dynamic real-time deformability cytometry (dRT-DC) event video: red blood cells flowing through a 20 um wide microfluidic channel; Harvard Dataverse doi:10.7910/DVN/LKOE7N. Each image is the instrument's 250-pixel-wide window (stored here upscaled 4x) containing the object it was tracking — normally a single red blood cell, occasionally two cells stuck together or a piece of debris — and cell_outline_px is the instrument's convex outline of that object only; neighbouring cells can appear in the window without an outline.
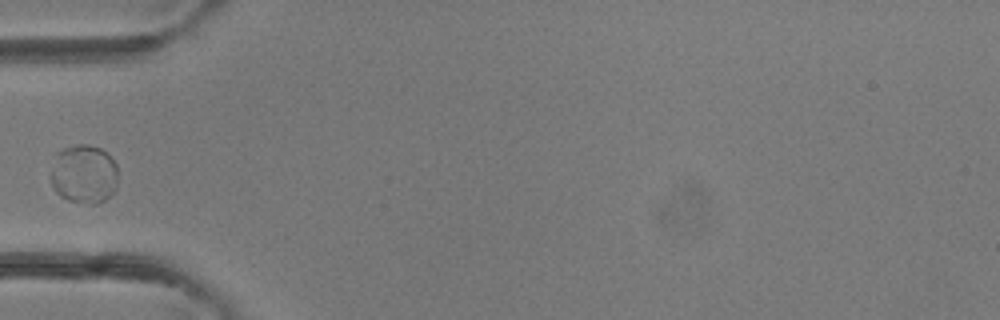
{"species": "common noctule bat (a hibernating species)", "species_latin": "Nyctalus noctula", "temperature_condition": "room temperature", "stored_images_in_passage": 3, "camera_frame_rate_fps": 3000, "um_per_image_px": 0.085, "animal": {"sex": "female"}, "frame": {"image": 1, "passage_image": 3, "time_ms": 2.333, "image_size_px": [1000, 320], "cell_outline_px": [[116, 188], [104, 200], [96, 204], [92, 204], [68, 200], [60, 196], [56, 192], [52, 184], [52, 172], [56, 152], [64, 148], [76, 144], [88, 144], [100, 148], [112, 156], [116, 164]], "centroid_in_image_um": [7.14, 14.78], "position_along_channel_um": 77.9, "area_um2": 22.95}}